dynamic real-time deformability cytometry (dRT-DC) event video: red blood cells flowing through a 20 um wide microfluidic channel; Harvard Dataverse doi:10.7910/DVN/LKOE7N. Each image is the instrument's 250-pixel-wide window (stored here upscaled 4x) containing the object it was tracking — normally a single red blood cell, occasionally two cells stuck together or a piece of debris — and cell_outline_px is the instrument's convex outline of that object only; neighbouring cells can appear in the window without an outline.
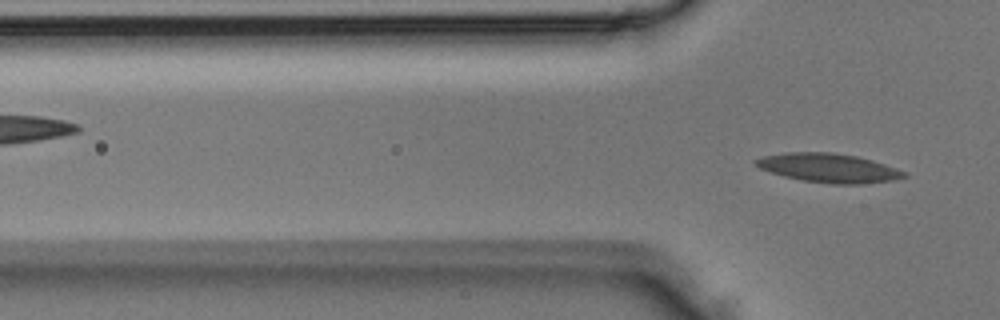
{"species": "Egyptian fruit bat (a non-hibernating species)", "species_latin": "Rousettus aegyptiacus", "temperature_condition": "room temperature", "stored_images_in_passage": 4, "camera_frame_rate_fps": 3000, "um_per_image_px": 0.085, "animal": {"sex": "male"}, "frame": {"image": 1, "passage_image": 4, "time_ms": 1.0, "image_size_px": [1000, 320], "cell_outline_px": [[908, 176], [892, 180], [860, 184], [832, 184], [804, 180], [784, 176], [760, 168], [752, 160], [764, 156], [784, 152], [832, 152], [856, 156], [872, 160], [908, 172]], "centroid_in_image_um": [70.45, 14.27], "position_along_channel_um": 55.3, "area_um2": 24.91}}